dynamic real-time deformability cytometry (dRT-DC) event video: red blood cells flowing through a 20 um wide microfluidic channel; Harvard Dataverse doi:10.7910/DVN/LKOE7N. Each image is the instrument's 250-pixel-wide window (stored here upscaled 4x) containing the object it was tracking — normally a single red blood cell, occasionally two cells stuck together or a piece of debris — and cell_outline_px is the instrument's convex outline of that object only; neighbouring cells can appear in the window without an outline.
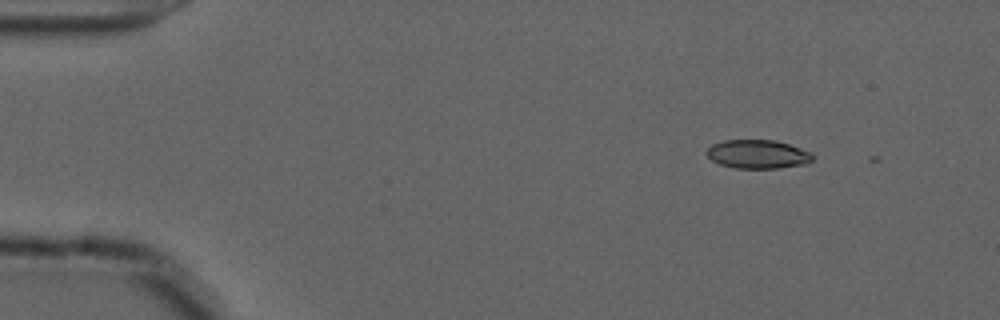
{"species": "common noctule bat (a hibernating species)", "species_latin": "Nyctalus noctula", "temperature_condition": "cold", "stored_images_in_passage": 4, "camera_frame_rate_fps": 3000, "um_per_image_px": 0.085, "animal": {"sex": "male", "forearm_length_mm": 52.5}, "frame": {"image": 1, "passage_image": 2, "time_ms": 0.333, "image_size_px": [1000, 320], "cell_outline_px": [[812, 160], [804, 164], [776, 168], [736, 168], [720, 164], [712, 160], [704, 152], [712, 144], [724, 140], [776, 140], [812, 152]], "centroid_in_image_um": [64.38, 13.1], "position_along_channel_um": 20.6, "area_um2": 17.63}}